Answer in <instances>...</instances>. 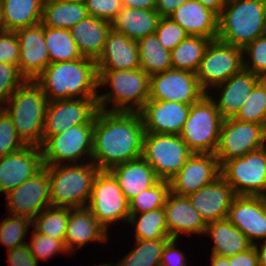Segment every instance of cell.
<instances>
[{"instance_id":"1","label":"cell","mask_w":266,"mask_h":266,"mask_svg":"<svg viewBox=\"0 0 266 266\" xmlns=\"http://www.w3.org/2000/svg\"><path fill=\"white\" fill-rule=\"evenodd\" d=\"M145 129L139 112L98 110L94 117L92 162L99 170L142 157Z\"/></svg>"},{"instance_id":"2","label":"cell","mask_w":266,"mask_h":266,"mask_svg":"<svg viewBox=\"0 0 266 266\" xmlns=\"http://www.w3.org/2000/svg\"><path fill=\"white\" fill-rule=\"evenodd\" d=\"M33 81L43 90L49 102L98 97L96 63L85 57L50 63Z\"/></svg>"},{"instance_id":"3","label":"cell","mask_w":266,"mask_h":266,"mask_svg":"<svg viewBox=\"0 0 266 266\" xmlns=\"http://www.w3.org/2000/svg\"><path fill=\"white\" fill-rule=\"evenodd\" d=\"M97 74L99 88L106 85L112 88L98 94L99 110L139 112L149 100L150 76L143 69L97 70ZM110 103L112 107L108 109Z\"/></svg>"},{"instance_id":"4","label":"cell","mask_w":266,"mask_h":266,"mask_svg":"<svg viewBox=\"0 0 266 266\" xmlns=\"http://www.w3.org/2000/svg\"><path fill=\"white\" fill-rule=\"evenodd\" d=\"M266 34V0L226 2L218 16L217 39L242 50Z\"/></svg>"},{"instance_id":"5","label":"cell","mask_w":266,"mask_h":266,"mask_svg":"<svg viewBox=\"0 0 266 266\" xmlns=\"http://www.w3.org/2000/svg\"><path fill=\"white\" fill-rule=\"evenodd\" d=\"M48 103L43 90L34 81L26 80L2 106L26 145L42 146Z\"/></svg>"},{"instance_id":"6","label":"cell","mask_w":266,"mask_h":266,"mask_svg":"<svg viewBox=\"0 0 266 266\" xmlns=\"http://www.w3.org/2000/svg\"><path fill=\"white\" fill-rule=\"evenodd\" d=\"M82 163V164H81ZM79 164L44 165L50 181L51 207L85 208L99 168L91 161Z\"/></svg>"},{"instance_id":"7","label":"cell","mask_w":266,"mask_h":266,"mask_svg":"<svg viewBox=\"0 0 266 266\" xmlns=\"http://www.w3.org/2000/svg\"><path fill=\"white\" fill-rule=\"evenodd\" d=\"M222 122L214 101L205 94L191 105L179 136L193 153L215 154Z\"/></svg>"},{"instance_id":"8","label":"cell","mask_w":266,"mask_h":266,"mask_svg":"<svg viewBox=\"0 0 266 266\" xmlns=\"http://www.w3.org/2000/svg\"><path fill=\"white\" fill-rule=\"evenodd\" d=\"M220 173L236 196L266 197V146L225 161Z\"/></svg>"},{"instance_id":"9","label":"cell","mask_w":266,"mask_h":266,"mask_svg":"<svg viewBox=\"0 0 266 266\" xmlns=\"http://www.w3.org/2000/svg\"><path fill=\"white\" fill-rule=\"evenodd\" d=\"M193 154L179 135L145 132L142 157L160 180H170Z\"/></svg>"},{"instance_id":"10","label":"cell","mask_w":266,"mask_h":266,"mask_svg":"<svg viewBox=\"0 0 266 266\" xmlns=\"http://www.w3.org/2000/svg\"><path fill=\"white\" fill-rule=\"evenodd\" d=\"M87 208L107 230L109 224L119 223L120 220L128 223L130 217L129 202L109 170H99L96 174Z\"/></svg>"},{"instance_id":"11","label":"cell","mask_w":266,"mask_h":266,"mask_svg":"<svg viewBox=\"0 0 266 266\" xmlns=\"http://www.w3.org/2000/svg\"><path fill=\"white\" fill-rule=\"evenodd\" d=\"M243 58L241 48L218 39L210 41L196 72L201 88L208 93L211 86L214 88L239 73L243 69Z\"/></svg>"},{"instance_id":"12","label":"cell","mask_w":266,"mask_h":266,"mask_svg":"<svg viewBox=\"0 0 266 266\" xmlns=\"http://www.w3.org/2000/svg\"><path fill=\"white\" fill-rule=\"evenodd\" d=\"M93 126L94 118L88 124L76 125L50 136L41 146L43 164L59 165L63 162L75 164L84 156L91 159Z\"/></svg>"},{"instance_id":"13","label":"cell","mask_w":266,"mask_h":266,"mask_svg":"<svg viewBox=\"0 0 266 266\" xmlns=\"http://www.w3.org/2000/svg\"><path fill=\"white\" fill-rule=\"evenodd\" d=\"M265 142V125L234 118L223 119L215 155L221 166L225 161L243 157L248 152L266 146Z\"/></svg>"},{"instance_id":"14","label":"cell","mask_w":266,"mask_h":266,"mask_svg":"<svg viewBox=\"0 0 266 266\" xmlns=\"http://www.w3.org/2000/svg\"><path fill=\"white\" fill-rule=\"evenodd\" d=\"M205 94L207 93L201 88L196 73L168 69L150 76L149 100L192 105Z\"/></svg>"},{"instance_id":"15","label":"cell","mask_w":266,"mask_h":266,"mask_svg":"<svg viewBox=\"0 0 266 266\" xmlns=\"http://www.w3.org/2000/svg\"><path fill=\"white\" fill-rule=\"evenodd\" d=\"M97 98L50 101L45 114L42 144L50 137L81 124H88L98 111Z\"/></svg>"},{"instance_id":"16","label":"cell","mask_w":266,"mask_h":266,"mask_svg":"<svg viewBox=\"0 0 266 266\" xmlns=\"http://www.w3.org/2000/svg\"><path fill=\"white\" fill-rule=\"evenodd\" d=\"M9 215L31 221L44 209L51 207L48 169L44 166L32 178L6 194Z\"/></svg>"},{"instance_id":"17","label":"cell","mask_w":266,"mask_h":266,"mask_svg":"<svg viewBox=\"0 0 266 266\" xmlns=\"http://www.w3.org/2000/svg\"><path fill=\"white\" fill-rule=\"evenodd\" d=\"M220 173V163L215 154L193 153L181 170L169 181L170 192L188 196L214 182Z\"/></svg>"},{"instance_id":"18","label":"cell","mask_w":266,"mask_h":266,"mask_svg":"<svg viewBox=\"0 0 266 266\" xmlns=\"http://www.w3.org/2000/svg\"><path fill=\"white\" fill-rule=\"evenodd\" d=\"M15 34L20 46L18 70L26 80L33 81L50 64L44 39V26L40 22L15 30Z\"/></svg>"},{"instance_id":"19","label":"cell","mask_w":266,"mask_h":266,"mask_svg":"<svg viewBox=\"0 0 266 266\" xmlns=\"http://www.w3.org/2000/svg\"><path fill=\"white\" fill-rule=\"evenodd\" d=\"M44 167L39 146L27 145L23 149L0 157V193L7 194Z\"/></svg>"},{"instance_id":"20","label":"cell","mask_w":266,"mask_h":266,"mask_svg":"<svg viewBox=\"0 0 266 266\" xmlns=\"http://www.w3.org/2000/svg\"><path fill=\"white\" fill-rule=\"evenodd\" d=\"M227 219L254 245L255 240L266 239V197L236 196Z\"/></svg>"},{"instance_id":"21","label":"cell","mask_w":266,"mask_h":266,"mask_svg":"<svg viewBox=\"0 0 266 266\" xmlns=\"http://www.w3.org/2000/svg\"><path fill=\"white\" fill-rule=\"evenodd\" d=\"M190 107L174 101L148 100L139 111L145 132L179 135Z\"/></svg>"},{"instance_id":"22","label":"cell","mask_w":266,"mask_h":266,"mask_svg":"<svg viewBox=\"0 0 266 266\" xmlns=\"http://www.w3.org/2000/svg\"><path fill=\"white\" fill-rule=\"evenodd\" d=\"M206 224L227 218L236 197L233 188L219 176L214 182L187 196Z\"/></svg>"},{"instance_id":"23","label":"cell","mask_w":266,"mask_h":266,"mask_svg":"<svg viewBox=\"0 0 266 266\" xmlns=\"http://www.w3.org/2000/svg\"><path fill=\"white\" fill-rule=\"evenodd\" d=\"M163 208L170 238L178 239L180 233L205 234L207 224L187 196H178L170 192Z\"/></svg>"},{"instance_id":"24","label":"cell","mask_w":266,"mask_h":266,"mask_svg":"<svg viewBox=\"0 0 266 266\" xmlns=\"http://www.w3.org/2000/svg\"><path fill=\"white\" fill-rule=\"evenodd\" d=\"M260 82V77L244 68L237 74L231 76L226 82L215 86L219 89V100L214 99L208 92L207 94L214 101L223 119L234 118L239 112L244 101L249 98L253 88Z\"/></svg>"},{"instance_id":"25","label":"cell","mask_w":266,"mask_h":266,"mask_svg":"<svg viewBox=\"0 0 266 266\" xmlns=\"http://www.w3.org/2000/svg\"><path fill=\"white\" fill-rule=\"evenodd\" d=\"M97 70H129L140 68L137 41L111 29L103 51L95 61Z\"/></svg>"},{"instance_id":"26","label":"cell","mask_w":266,"mask_h":266,"mask_svg":"<svg viewBox=\"0 0 266 266\" xmlns=\"http://www.w3.org/2000/svg\"><path fill=\"white\" fill-rule=\"evenodd\" d=\"M179 24L188 35L216 40L218 15L195 0L181 4L169 17Z\"/></svg>"},{"instance_id":"27","label":"cell","mask_w":266,"mask_h":266,"mask_svg":"<svg viewBox=\"0 0 266 266\" xmlns=\"http://www.w3.org/2000/svg\"><path fill=\"white\" fill-rule=\"evenodd\" d=\"M107 233L109 231L97 221L87 207L74 208L69 212L64 243L68 252H73L88 242H105Z\"/></svg>"},{"instance_id":"28","label":"cell","mask_w":266,"mask_h":266,"mask_svg":"<svg viewBox=\"0 0 266 266\" xmlns=\"http://www.w3.org/2000/svg\"><path fill=\"white\" fill-rule=\"evenodd\" d=\"M109 171L117 179L128 202L160 180L143 157L115 165Z\"/></svg>"},{"instance_id":"29","label":"cell","mask_w":266,"mask_h":266,"mask_svg":"<svg viewBox=\"0 0 266 266\" xmlns=\"http://www.w3.org/2000/svg\"><path fill=\"white\" fill-rule=\"evenodd\" d=\"M111 22L87 16L69 29L82 57L96 61L101 55Z\"/></svg>"},{"instance_id":"30","label":"cell","mask_w":266,"mask_h":266,"mask_svg":"<svg viewBox=\"0 0 266 266\" xmlns=\"http://www.w3.org/2000/svg\"><path fill=\"white\" fill-rule=\"evenodd\" d=\"M159 19V14L155 9L123 7L111 22V28L131 40L138 41L155 33Z\"/></svg>"},{"instance_id":"31","label":"cell","mask_w":266,"mask_h":266,"mask_svg":"<svg viewBox=\"0 0 266 266\" xmlns=\"http://www.w3.org/2000/svg\"><path fill=\"white\" fill-rule=\"evenodd\" d=\"M209 234L213 240V255L230 257L250 249L253 244L230 221L225 218L208 223L205 234Z\"/></svg>"},{"instance_id":"32","label":"cell","mask_w":266,"mask_h":266,"mask_svg":"<svg viewBox=\"0 0 266 266\" xmlns=\"http://www.w3.org/2000/svg\"><path fill=\"white\" fill-rule=\"evenodd\" d=\"M44 0H2L5 31H15L42 21Z\"/></svg>"},{"instance_id":"33","label":"cell","mask_w":266,"mask_h":266,"mask_svg":"<svg viewBox=\"0 0 266 266\" xmlns=\"http://www.w3.org/2000/svg\"><path fill=\"white\" fill-rule=\"evenodd\" d=\"M88 16L84 1H44L41 23L45 27L70 29Z\"/></svg>"},{"instance_id":"34","label":"cell","mask_w":266,"mask_h":266,"mask_svg":"<svg viewBox=\"0 0 266 266\" xmlns=\"http://www.w3.org/2000/svg\"><path fill=\"white\" fill-rule=\"evenodd\" d=\"M137 45L140 68L149 76L172 69L170 51L162 47L155 33L138 40Z\"/></svg>"},{"instance_id":"35","label":"cell","mask_w":266,"mask_h":266,"mask_svg":"<svg viewBox=\"0 0 266 266\" xmlns=\"http://www.w3.org/2000/svg\"><path fill=\"white\" fill-rule=\"evenodd\" d=\"M210 41L201 36L188 35L170 51L172 69L196 73Z\"/></svg>"},{"instance_id":"36","label":"cell","mask_w":266,"mask_h":266,"mask_svg":"<svg viewBox=\"0 0 266 266\" xmlns=\"http://www.w3.org/2000/svg\"><path fill=\"white\" fill-rule=\"evenodd\" d=\"M44 39L50 56V63L82 58L69 29L44 26Z\"/></svg>"},{"instance_id":"37","label":"cell","mask_w":266,"mask_h":266,"mask_svg":"<svg viewBox=\"0 0 266 266\" xmlns=\"http://www.w3.org/2000/svg\"><path fill=\"white\" fill-rule=\"evenodd\" d=\"M128 222L135 227L136 240L170 238L163 207L140 213V215L130 214Z\"/></svg>"},{"instance_id":"38","label":"cell","mask_w":266,"mask_h":266,"mask_svg":"<svg viewBox=\"0 0 266 266\" xmlns=\"http://www.w3.org/2000/svg\"><path fill=\"white\" fill-rule=\"evenodd\" d=\"M170 238L136 240V247L113 266H160L162 251Z\"/></svg>"},{"instance_id":"39","label":"cell","mask_w":266,"mask_h":266,"mask_svg":"<svg viewBox=\"0 0 266 266\" xmlns=\"http://www.w3.org/2000/svg\"><path fill=\"white\" fill-rule=\"evenodd\" d=\"M71 209L48 207L32 220V226L39 234L51 236L54 239H64Z\"/></svg>"},{"instance_id":"40","label":"cell","mask_w":266,"mask_h":266,"mask_svg":"<svg viewBox=\"0 0 266 266\" xmlns=\"http://www.w3.org/2000/svg\"><path fill=\"white\" fill-rule=\"evenodd\" d=\"M169 193V181L159 180L154 186L143 190L129 202V213L140 214L162 208L165 205Z\"/></svg>"},{"instance_id":"41","label":"cell","mask_w":266,"mask_h":266,"mask_svg":"<svg viewBox=\"0 0 266 266\" xmlns=\"http://www.w3.org/2000/svg\"><path fill=\"white\" fill-rule=\"evenodd\" d=\"M234 119L266 126V90L261 82L253 88Z\"/></svg>"},{"instance_id":"42","label":"cell","mask_w":266,"mask_h":266,"mask_svg":"<svg viewBox=\"0 0 266 266\" xmlns=\"http://www.w3.org/2000/svg\"><path fill=\"white\" fill-rule=\"evenodd\" d=\"M32 226V221L26 217L9 216L0 222V243L7 247V250L27 244L24 236Z\"/></svg>"},{"instance_id":"43","label":"cell","mask_w":266,"mask_h":266,"mask_svg":"<svg viewBox=\"0 0 266 266\" xmlns=\"http://www.w3.org/2000/svg\"><path fill=\"white\" fill-rule=\"evenodd\" d=\"M243 68L259 77L266 75V34L257 37L243 49Z\"/></svg>"},{"instance_id":"44","label":"cell","mask_w":266,"mask_h":266,"mask_svg":"<svg viewBox=\"0 0 266 266\" xmlns=\"http://www.w3.org/2000/svg\"><path fill=\"white\" fill-rule=\"evenodd\" d=\"M30 239V242L27 244L30 248L31 255L37 261H39V259L47 261L48 258H51L57 253H69L65 246L64 239H54L51 236L39 234L34 229L32 238Z\"/></svg>"},{"instance_id":"45","label":"cell","mask_w":266,"mask_h":266,"mask_svg":"<svg viewBox=\"0 0 266 266\" xmlns=\"http://www.w3.org/2000/svg\"><path fill=\"white\" fill-rule=\"evenodd\" d=\"M26 146L18 136L12 118L0 107V157L17 152Z\"/></svg>"},{"instance_id":"46","label":"cell","mask_w":266,"mask_h":266,"mask_svg":"<svg viewBox=\"0 0 266 266\" xmlns=\"http://www.w3.org/2000/svg\"><path fill=\"white\" fill-rule=\"evenodd\" d=\"M155 34L162 47L168 51L173 50L188 36L186 31L169 17L159 19Z\"/></svg>"},{"instance_id":"47","label":"cell","mask_w":266,"mask_h":266,"mask_svg":"<svg viewBox=\"0 0 266 266\" xmlns=\"http://www.w3.org/2000/svg\"><path fill=\"white\" fill-rule=\"evenodd\" d=\"M25 81L16 65L0 62V107Z\"/></svg>"},{"instance_id":"48","label":"cell","mask_w":266,"mask_h":266,"mask_svg":"<svg viewBox=\"0 0 266 266\" xmlns=\"http://www.w3.org/2000/svg\"><path fill=\"white\" fill-rule=\"evenodd\" d=\"M88 16L112 22L123 9L122 0H84Z\"/></svg>"},{"instance_id":"49","label":"cell","mask_w":266,"mask_h":266,"mask_svg":"<svg viewBox=\"0 0 266 266\" xmlns=\"http://www.w3.org/2000/svg\"><path fill=\"white\" fill-rule=\"evenodd\" d=\"M20 46L15 31L0 32V62L18 67Z\"/></svg>"},{"instance_id":"50","label":"cell","mask_w":266,"mask_h":266,"mask_svg":"<svg viewBox=\"0 0 266 266\" xmlns=\"http://www.w3.org/2000/svg\"><path fill=\"white\" fill-rule=\"evenodd\" d=\"M176 238H170L162 251L160 266H186V255L176 246Z\"/></svg>"},{"instance_id":"51","label":"cell","mask_w":266,"mask_h":266,"mask_svg":"<svg viewBox=\"0 0 266 266\" xmlns=\"http://www.w3.org/2000/svg\"><path fill=\"white\" fill-rule=\"evenodd\" d=\"M9 266H38V261L31 255L28 244L7 250Z\"/></svg>"},{"instance_id":"52","label":"cell","mask_w":266,"mask_h":266,"mask_svg":"<svg viewBox=\"0 0 266 266\" xmlns=\"http://www.w3.org/2000/svg\"><path fill=\"white\" fill-rule=\"evenodd\" d=\"M231 266H259L254 246L247 251L228 257Z\"/></svg>"},{"instance_id":"53","label":"cell","mask_w":266,"mask_h":266,"mask_svg":"<svg viewBox=\"0 0 266 266\" xmlns=\"http://www.w3.org/2000/svg\"><path fill=\"white\" fill-rule=\"evenodd\" d=\"M188 0H157L155 11L160 18H168L181 4Z\"/></svg>"},{"instance_id":"54","label":"cell","mask_w":266,"mask_h":266,"mask_svg":"<svg viewBox=\"0 0 266 266\" xmlns=\"http://www.w3.org/2000/svg\"><path fill=\"white\" fill-rule=\"evenodd\" d=\"M157 0H122L123 7L151 10L155 9Z\"/></svg>"},{"instance_id":"55","label":"cell","mask_w":266,"mask_h":266,"mask_svg":"<svg viewBox=\"0 0 266 266\" xmlns=\"http://www.w3.org/2000/svg\"><path fill=\"white\" fill-rule=\"evenodd\" d=\"M201 3L207 9L215 12L218 16L220 15L222 8L225 6V0H195Z\"/></svg>"},{"instance_id":"56","label":"cell","mask_w":266,"mask_h":266,"mask_svg":"<svg viewBox=\"0 0 266 266\" xmlns=\"http://www.w3.org/2000/svg\"><path fill=\"white\" fill-rule=\"evenodd\" d=\"M262 242L264 243H261V247L259 242H256L253 246L257 253L259 266H266V239H264ZM257 243H259V245Z\"/></svg>"},{"instance_id":"57","label":"cell","mask_w":266,"mask_h":266,"mask_svg":"<svg viewBox=\"0 0 266 266\" xmlns=\"http://www.w3.org/2000/svg\"><path fill=\"white\" fill-rule=\"evenodd\" d=\"M211 266H231L228 257L211 254Z\"/></svg>"},{"instance_id":"58","label":"cell","mask_w":266,"mask_h":266,"mask_svg":"<svg viewBox=\"0 0 266 266\" xmlns=\"http://www.w3.org/2000/svg\"><path fill=\"white\" fill-rule=\"evenodd\" d=\"M4 31V24H3V5L2 0H0V32Z\"/></svg>"},{"instance_id":"59","label":"cell","mask_w":266,"mask_h":266,"mask_svg":"<svg viewBox=\"0 0 266 266\" xmlns=\"http://www.w3.org/2000/svg\"><path fill=\"white\" fill-rule=\"evenodd\" d=\"M44 1H52V2H82L84 0H44Z\"/></svg>"},{"instance_id":"60","label":"cell","mask_w":266,"mask_h":266,"mask_svg":"<svg viewBox=\"0 0 266 266\" xmlns=\"http://www.w3.org/2000/svg\"><path fill=\"white\" fill-rule=\"evenodd\" d=\"M260 82L265 86L266 90V75L260 77Z\"/></svg>"},{"instance_id":"61","label":"cell","mask_w":266,"mask_h":266,"mask_svg":"<svg viewBox=\"0 0 266 266\" xmlns=\"http://www.w3.org/2000/svg\"><path fill=\"white\" fill-rule=\"evenodd\" d=\"M99 266H113V265H112V263L111 264H109V263L108 264H102L101 263V265H99Z\"/></svg>"},{"instance_id":"62","label":"cell","mask_w":266,"mask_h":266,"mask_svg":"<svg viewBox=\"0 0 266 266\" xmlns=\"http://www.w3.org/2000/svg\"><path fill=\"white\" fill-rule=\"evenodd\" d=\"M235 1H240V0H225V2H235Z\"/></svg>"}]
</instances>
